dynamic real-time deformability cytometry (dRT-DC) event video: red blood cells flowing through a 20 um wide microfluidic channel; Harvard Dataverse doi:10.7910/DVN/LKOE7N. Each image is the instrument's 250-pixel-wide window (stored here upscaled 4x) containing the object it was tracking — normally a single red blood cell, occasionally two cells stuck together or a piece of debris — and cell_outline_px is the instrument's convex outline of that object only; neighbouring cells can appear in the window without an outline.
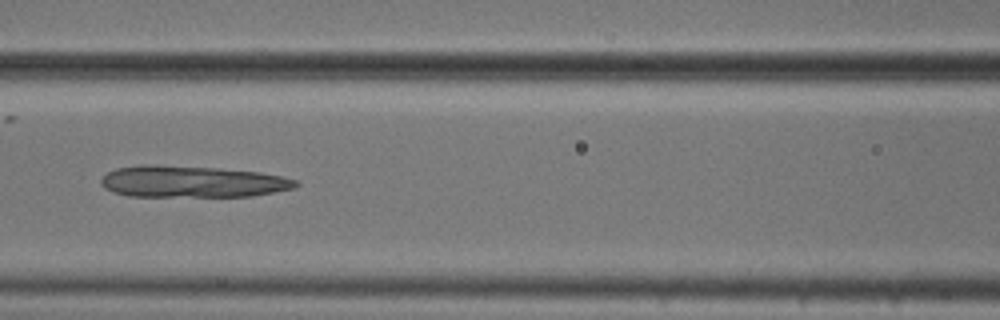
{"species": "common noctule bat (a hibernating species)", "species_latin": "Nyctalus noctula", "temperature_condition": "cold", "stored_images_in_passage": 53, "camera_frame_rate_fps": 3000, "um_per_image_px": 0.085, "animal": {"sex": "male", "body_mass_g": 20.5, "forearm_length_mm": 52.5}, "frame": {"image": 1, "passage_image": 23, "time_ms": 7.333, "image_size_px": [1000, 320], "cell_outline_px": [[300, 184], [296, 188], [252, 196], [128, 196], [104, 188], [100, 184], [100, 180], [108, 172], [116, 168], [144, 164], [156, 164], [216, 168], [260, 172], [280, 176], [296, 180]], "centroid_in_image_um": [16.33, 15.43], "position_along_channel_um": 150.3, "area_um2": 35.89}}
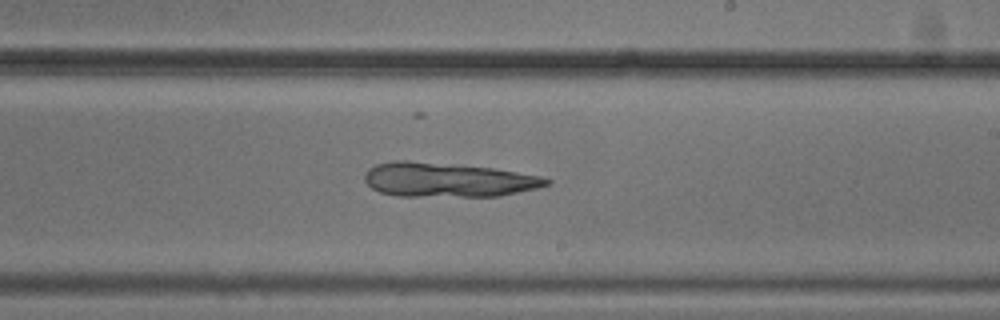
{"frame": {"image": 2, "passage_image": 31, "time_ms": 10.0, "image_size_px": [1000, 320], "cell_outline_px": [[552, 180], [548, 184], [536, 188], [500, 196], [396, 196], [380, 192], [372, 188], [364, 180], [364, 176], [368, 168], [376, 164], [392, 160], [408, 160], [452, 164], [492, 168], [540, 176]], "centroid_in_image_um": [38.0, 15.28], "position_along_channel_um": 251.0, "area_um2": 36.3}}
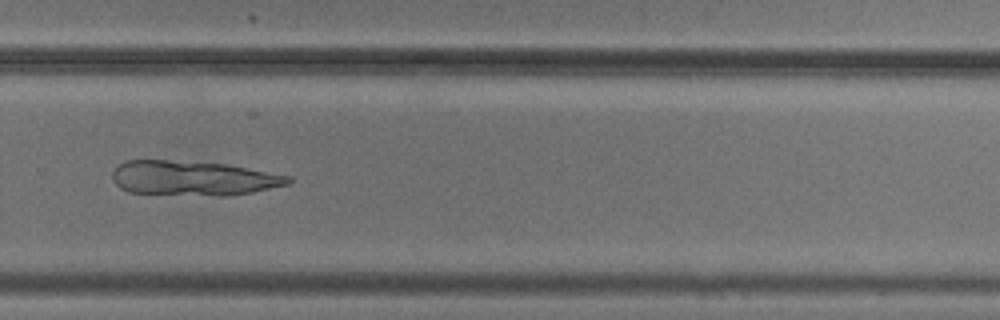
{"frame": {"image": 3, "passage_image": 36, "time_ms": 11.667, "image_size_px": [1000, 320], "cell_outline_px": [[292, 180], [288, 184], [252, 192], [232, 196], [220, 196], [128, 192], [120, 188], [112, 180], [112, 172], [124, 160], [164, 160], [224, 164], [292, 176]], "centroid_in_image_um": [16.41, 15.15], "position_along_channel_um": 313.4, "area_um2": 35.37}}